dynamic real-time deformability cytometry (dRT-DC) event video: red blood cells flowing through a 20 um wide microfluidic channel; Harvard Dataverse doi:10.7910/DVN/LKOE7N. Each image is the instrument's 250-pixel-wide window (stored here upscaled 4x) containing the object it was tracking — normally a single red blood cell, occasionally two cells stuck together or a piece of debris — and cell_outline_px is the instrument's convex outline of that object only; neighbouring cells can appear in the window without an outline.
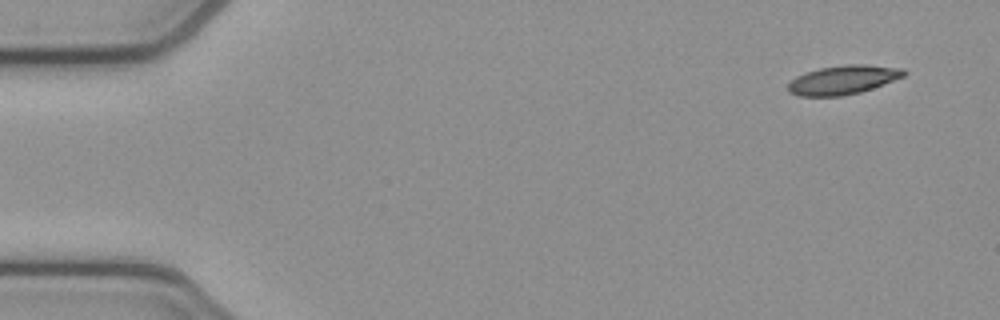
{"species": "common noctule bat (a hibernating species)", "species_latin": "Nyctalus noctula", "temperature_condition": "cold", "stored_images_in_passage": 5, "segment_of_instrument_passage": [1, 2], "camera_frame_rate_fps": 3000, "um_per_image_px": 0.085, "animal": {"sex": "female", "body_mass_g": 21.9}, "frame": {"image": 1, "passage_image": 1, "time_ms": 0.0, "image_size_px": [1000, 320], "cell_outline_px": [[908, 72], [904, 76], [872, 88], [860, 92], [840, 96], [800, 96], [788, 92], [788, 84], [796, 76], [804, 72], [820, 68], [848, 64], [864, 64], [904, 68]], "centroid_in_image_um": [71.66, 6.78], "position_along_channel_um": 13.3, "area_um2": 19.54}}
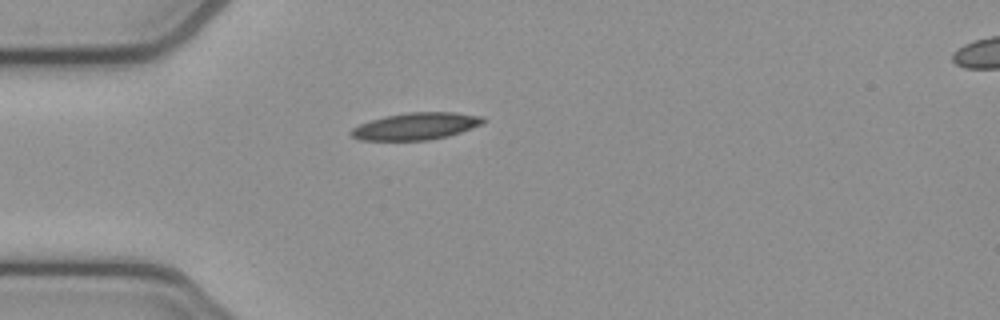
{"frame": {"image": 2, "passage_image": 4, "time_ms": 1.0, "image_size_px": [1000, 320], "cell_outline_px": [[484, 120], [480, 124], [460, 132], [448, 136], [428, 140], [360, 140], [352, 136], [348, 132], [352, 128], [360, 124], [384, 116], [408, 112], [456, 112], [484, 116]], "centroid_in_image_um": [35.33, 10.72], "position_along_channel_um": 49.7, "area_um2": 20.69}}